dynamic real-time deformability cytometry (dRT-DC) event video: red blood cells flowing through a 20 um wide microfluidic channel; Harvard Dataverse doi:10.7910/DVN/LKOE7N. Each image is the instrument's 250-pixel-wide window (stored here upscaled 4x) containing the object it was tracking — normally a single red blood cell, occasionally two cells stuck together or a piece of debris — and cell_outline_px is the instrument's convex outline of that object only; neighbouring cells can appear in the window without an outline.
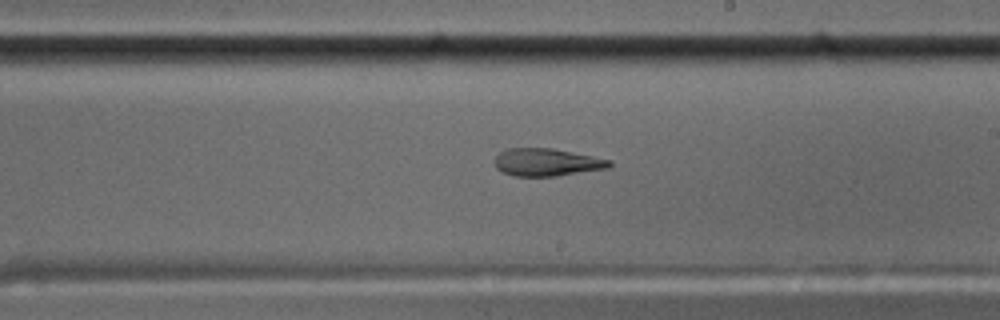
{"species": "common noctule bat (a hibernating species)", "species_latin": "Nyctalus noctula", "temperature_condition": "cold", "stored_images_in_passage": 58, "camera_frame_rate_fps": 3000, "um_per_image_px": 0.085, "animal": {"sex": "male", "body_mass_g": 17.5, "forearm_length_mm": 52.3}, "frame": {"image": 1, "passage_image": 34, "time_ms": 11.0, "image_size_px": [1000, 320], "cell_outline_px": [[612, 164], [608, 168], [556, 176], [516, 176], [504, 172], [496, 168], [496, 156], [500, 152], [508, 148], [552, 148], [612, 160]], "centroid_in_image_um": [46.5, 13.79], "position_along_channel_um": 242.5, "area_um2": 18.26}}
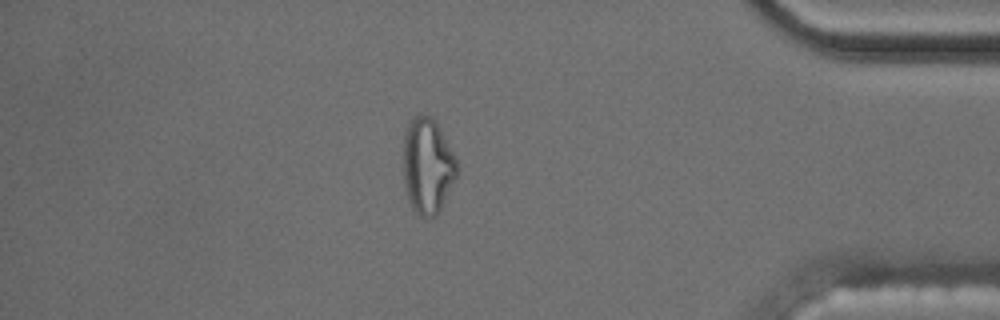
{"frame": {"image": 2, "passage_image": 50, "time_ms": 16.333, "image_size_px": [1000, 320], "cell_outline_px": [[456, 176], [436, 216], [428, 220], [420, 216], [416, 212], [408, 200], [404, 184], [404, 136], [408, 124], [412, 116], [428, 116], [440, 128], [456, 160]], "centroid_in_image_um": [36.31, 14.14], "position_along_channel_um": 398.9, "area_um2": 29.3}}
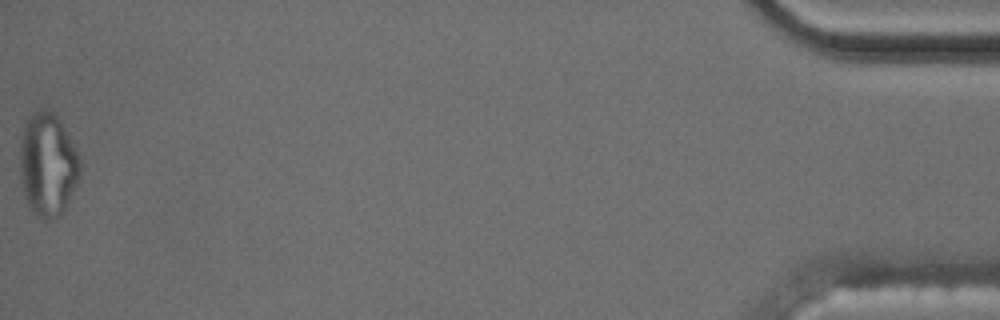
{"frame": {"image": 3, "passage_image": 58, "time_ms": 19.0, "image_size_px": [1000, 320], "cell_outline_px": [[80, 180], [64, 208], [56, 216], [48, 220], [44, 220], [36, 216], [32, 212], [28, 204], [20, 180], [20, 144], [24, 128], [32, 112], [44, 108], [52, 112], [56, 116], [68, 132], [80, 160]], "centroid_in_image_um": [4.06, 13.99], "position_along_channel_um": 431.1, "area_um2": 36.07}, "authors_computed_cell_mechanics": {"area_um2": 18.7272, "velocity_mm_per_s": 3.5508, "shape_relaxation_time_tau1_ms": null, "shape_relaxation_time_tau2_ms": 2.5177, "deformation_change_tau1": null, "deformation_change_tau2": 0.0964}}